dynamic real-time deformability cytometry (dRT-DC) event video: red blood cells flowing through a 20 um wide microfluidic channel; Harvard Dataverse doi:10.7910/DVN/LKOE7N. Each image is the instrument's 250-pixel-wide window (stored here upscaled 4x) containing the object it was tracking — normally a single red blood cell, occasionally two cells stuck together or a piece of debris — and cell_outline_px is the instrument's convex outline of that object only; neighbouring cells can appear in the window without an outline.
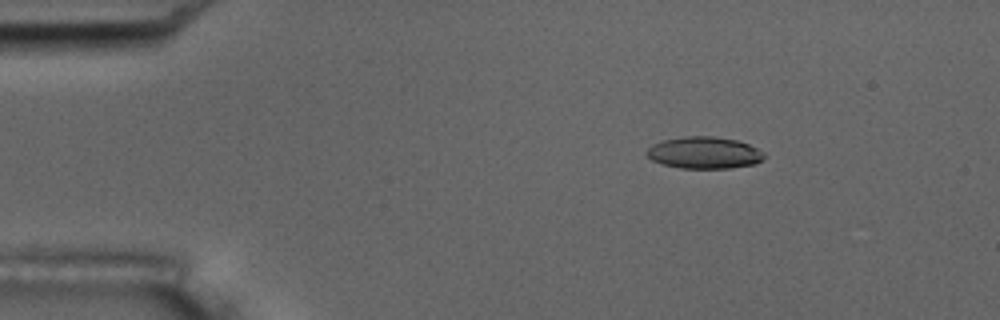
{"species": "common noctule bat (a hibernating species)", "species_latin": "Nyctalus noctula", "temperature_condition": "room temperature", "stored_images_in_passage": 6, "camera_frame_rate_fps": 3000, "um_per_image_px": 0.085, "animal": {"sex": "male", "body_mass_g": 17.5, "forearm_length_mm": 52.3}, "frame": {"image": 1, "passage_image": 3, "time_ms": 2.333, "image_size_px": [1000, 320], "cell_outline_px": [[764, 160], [756, 164], [732, 168], [680, 168], [664, 164], [652, 160], [644, 152], [652, 144], [664, 140], [684, 136], [712, 136], [736, 140], [748, 144], [764, 152]], "centroid_in_image_um": [59.87, 12.98], "position_along_channel_um": 25.1, "area_um2": 21.85}}